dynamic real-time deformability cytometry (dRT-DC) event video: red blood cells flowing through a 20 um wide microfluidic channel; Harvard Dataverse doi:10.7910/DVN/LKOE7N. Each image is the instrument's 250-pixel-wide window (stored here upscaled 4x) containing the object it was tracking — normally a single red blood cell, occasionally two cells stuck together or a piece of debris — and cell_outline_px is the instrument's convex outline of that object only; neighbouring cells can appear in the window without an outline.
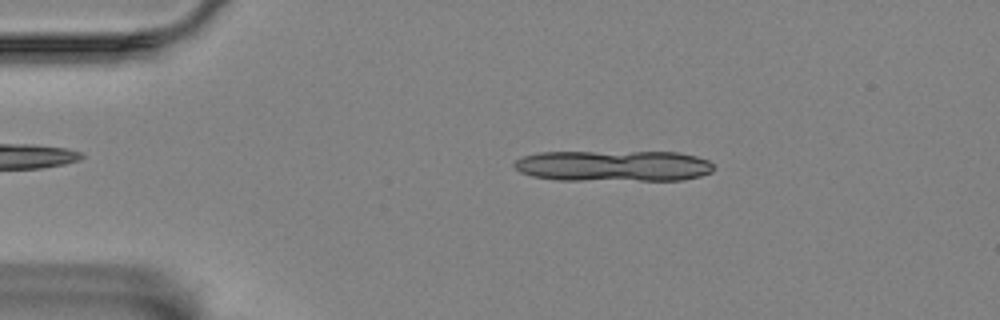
{"species": "Egyptian fruit bat (a non-hibernating species)", "species_latin": "Rousettus aegyptiacus", "temperature_condition": "room temperature", "stored_images_in_passage": 10, "camera_frame_rate_fps": 3000, "um_per_image_px": 0.085, "animal": {"sex": "female"}, "frame": {"image": 1, "passage_image": 5, "time_ms": 1.333, "image_size_px": [1000, 320], "cell_outline_px": [[712, 172], [700, 176], [684, 180], [556, 180], [532, 176], [520, 172], [512, 164], [520, 156], [540, 152], [676, 152], [696, 156], [708, 160], [712, 164]], "centroid_in_image_um": [52.11, 14.1], "position_along_channel_um": 32.9, "area_um2": 36.3}}